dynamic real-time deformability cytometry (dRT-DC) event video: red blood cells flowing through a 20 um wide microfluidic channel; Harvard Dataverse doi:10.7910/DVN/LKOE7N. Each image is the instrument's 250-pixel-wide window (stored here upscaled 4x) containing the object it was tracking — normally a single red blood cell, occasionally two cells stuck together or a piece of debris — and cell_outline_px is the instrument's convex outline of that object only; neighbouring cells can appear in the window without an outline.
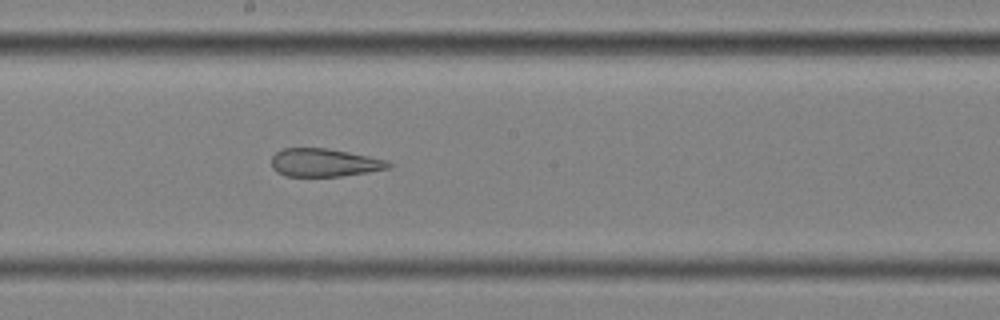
{"species": "common noctule bat (a hibernating species)", "species_latin": "Nyctalus noctula", "temperature_condition": "cold", "stored_images_in_passage": 53, "camera_frame_rate_fps": 3000, "um_per_image_px": 0.085, "animal": {"sex": "female", "body_mass_g": 25.1}, "frame": {"image": 1, "passage_image": 31, "time_ms": 10.0, "image_size_px": [1000, 320], "cell_outline_px": [[396, 164], [392, 168], [368, 172], [340, 176], [284, 176], [276, 172], [272, 168], [272, 156], [276, 152], [284, 148], [328, 148], [388, 160]], "centroid_in_image_um": [27.61, 13.83], "position_along_channel_um": 220.6, "area_um2": 19.36}, "authors_computed_cell_mechanics": {"area_um2": 26.299, "velocity_mm_per_s": 3.5765, "shape_relaxation_time_tau1_ms": null, "shape_relaxation_time_tau2_ms": 2.3381, "deformation_change_tau1": null, "deformation_change_tau2": 0.1191}}